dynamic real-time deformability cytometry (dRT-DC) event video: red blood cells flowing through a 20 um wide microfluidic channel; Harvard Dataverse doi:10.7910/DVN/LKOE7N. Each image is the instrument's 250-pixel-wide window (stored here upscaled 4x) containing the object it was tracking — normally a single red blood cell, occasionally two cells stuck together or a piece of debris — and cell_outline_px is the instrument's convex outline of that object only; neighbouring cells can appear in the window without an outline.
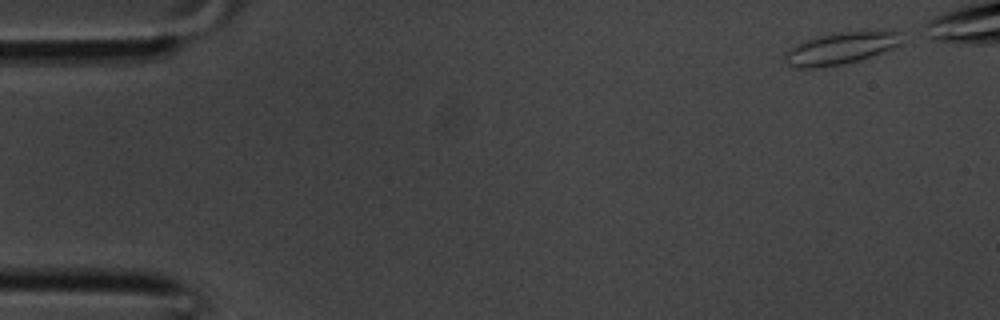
{"species": "common noctule bat (a hibernating species)", "species_latin": "Nyctalus noctula", "temperature_condition": "room temperature", "stored_images_in_passage": 32, "camera_frame_rate_fps": 3000, "um_per_image_px": 0.085, "animal": {"sex": "male", "body_mass_g": 20.1, "forearm_length_mm": 53.5}, "frame": {"image": 1, "passage_image": 1, "time_ms": 0.0, "image_size_px": [1000, 320], "cell_outline_px": [[900, 44], [892, 48], [860, 60], [844, 64], [820, 68], [788, 68], [784, 60], [784, 52], [788, 48], [804, 40], [820, 36], [844, 32], [880, 28], [896, 28], [900, 32]], "centroid_in_image_um": [71.47, 4.08], "position_along_channel_um": 13.5, "area_um2": 22.6}}
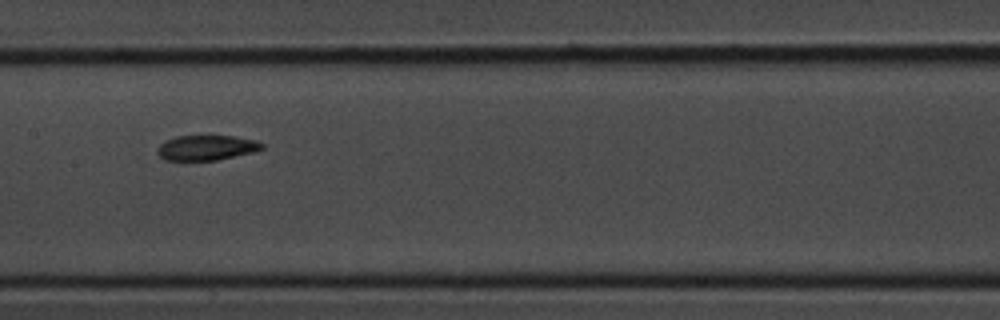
{"frame": {"image": 2, "passage_image": 17, "time_ms": 5.333, "image_size_px": [1000, 320], "cell_outline_px": [[264, 148], [252, 152], [216, 160], [164, 160], [156, 152], [156, 148], [164, 140], [176, 136], [236, 136], [256, 140], [264, 144]], "centroid_in_image_um": [17.52, 12.54], "position_along_channel_um": 189.9, "area_um2": 15.32}}
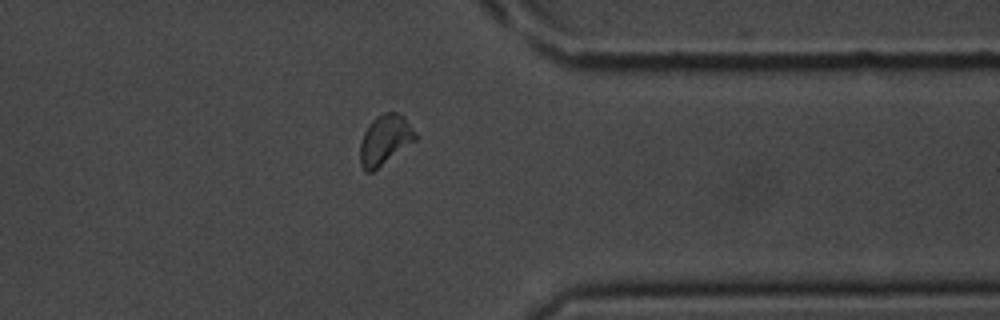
{"frame": {"image": 3, "passage_image": 28, "time_ms": 9.0, "image_size_px": [1000, 320], "cell_outline_px": [[416, 140], [372, 172], [364, 172], [360, 164], [360, 144], [364, 132], [368, 124], [376, 116], [384, 112], [396, 112], [404, 116], [416, 132]], "centroid_in_image_um": [32.71, 11.88], "position_along_channel_um": 378.7, "area_um2": 16.13}}